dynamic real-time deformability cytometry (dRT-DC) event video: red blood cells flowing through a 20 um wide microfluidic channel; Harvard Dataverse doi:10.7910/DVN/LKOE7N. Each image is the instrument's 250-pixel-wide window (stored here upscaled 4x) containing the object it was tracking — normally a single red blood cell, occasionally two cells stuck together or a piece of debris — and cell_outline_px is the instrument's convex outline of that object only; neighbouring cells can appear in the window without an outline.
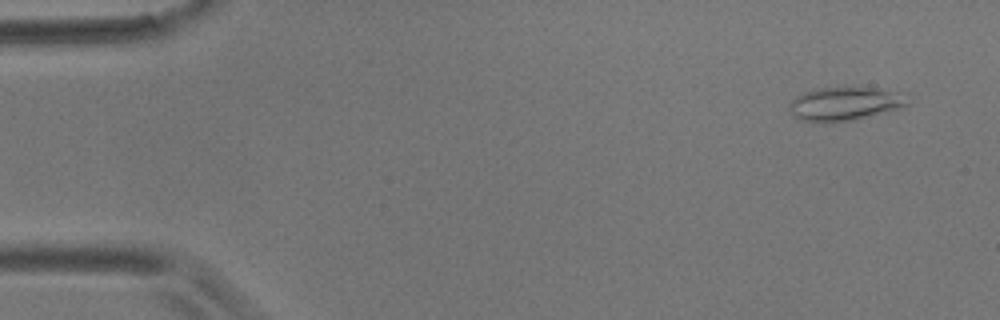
{"species": "common noctule bat (a hibernating species)", "species_latin": "Nyctalus noctula", "temperature_condition": "room temperature", "stored_images_in_passage": 10, "camera_frame_rate_fps": 3000, "um_per_image_px": 0.085, "animal": {"sex": "male", "body_mass_g": 17.9}, "frame": {"image": 1, "passage_image": 1, "time_ms": 0.0, "image_size_px": [1000, 320], "cell_outline_px": [[908, 104], [900, 108], [852, 120], [800, 120], [788, 108], [788, 104], [796, 96], [804, 92], [816, 88], [876, 88], [908, 92]], "centroid_in_image_um": [71.89, 8.77], "position_along_channel_um": 13.1, "area_um2": 22.66}}
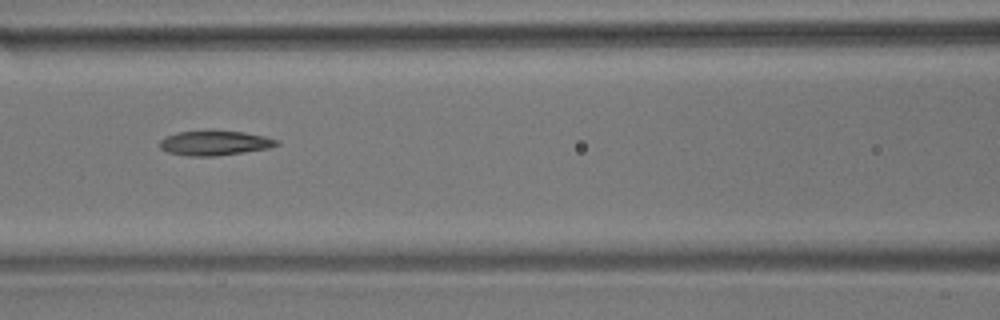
{"frame": {"image": 2, "passage_image": 6, "time_ms": 7.0, "image_size_px": [1000, 320], "cell_outline_px": [[280, 144], [268, 148], [244, 152], [216, 156], [188, 156], [168, 152], [160, 148], [160, 140], [176, 132], [212, 128], [244, 132], [264, 136], [280, 140]], "centroid_in_image_um": [18.26, 12.12], "position_along_channel_um": 148.3, "area_um2": 17.4}}
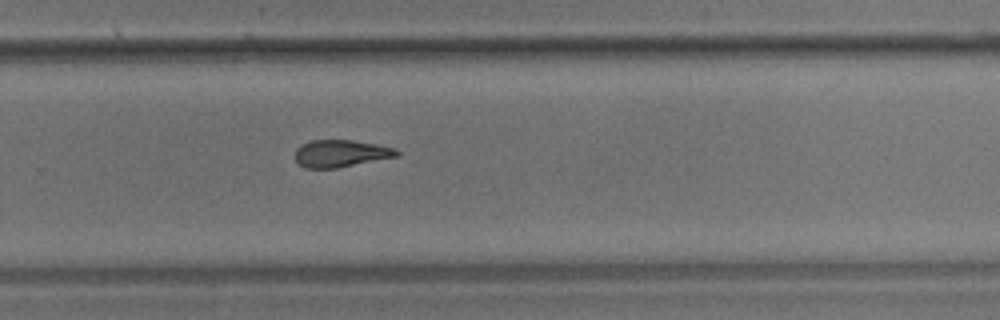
{"frame": {"image": 3, "passage_image": 10, "time_ms": 11.333, "image_size_px": [1000, 320], "cell_outline_px": [[400, 156], [336, 168], [304, 168], [296, 160], [296, 148], [300, 144], [312, 140], [352, 140], [376, 144], [396, 148], [400, 152]], "centroid_in_image_um": [28.99, 13.04], "position_along_channel_um": 300.8, "area_um2": 16.18}}